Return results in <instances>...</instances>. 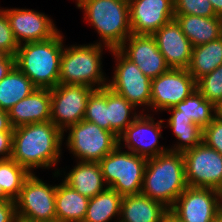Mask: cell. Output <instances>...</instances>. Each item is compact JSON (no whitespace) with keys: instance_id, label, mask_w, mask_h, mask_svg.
Wrapping results in <instances>:
<instances>
[{"instance_id":"6da1fadb","label":"cell","mask_w":222,"mask_h":222,"mask_svg":"<svg viewBox=\"0 0 222 222\" xmlns=\"http://www.w3.org/2000/svg\"><path fill=\"white\" fill-rule=\"evenodd\" d=\"M63 132L51 121L13 129L11 159L31 174L35 168L50 169L60 162Z\"/></svg>"},{"instance_id":"7a4b0ae2","label":"cell","mask_w":222,"mask_h":222,"mask_svg":"<svg viewBox=\"0 0 222 222\" xmlns=\"http://www.w3.org/2000/svg\"><path fill=\"white\" fill-rule=\"evenodd\" d=\"M188 187L181 152L168 151L147 158L141 193L162 203L169 210Z\"/></svg>"},{"instance_id":"3957f363","label":"cell","mask_w":222,"mask_h":222,"mask_svg":"<svg viewBox=\"0 0 222 222\" xmlns=\"http://www.w3.org/2000/svg\"><path fill=\"white\" fill-rule=\"evenodd\" d=\"M63 35L60 31L44 41L20 44L15 55V66L37 88L52 89L58 85Z\"/></svg>"},{"instance_id":"277c9868","label":"cell","mask_w":222,"mask_h":222,"mask_svg":"<svg viewBox=\"0 0 222 222\" xmlns=\"http://www.w3.org/2000/svg\"><path fill=\"white\" fill-rule=\"evenodd\" d=\"M103 45L117 49L132 34L128 0H76Z\"/></svg>"},{"instance_id":"5b68a950","label":"cell","mask_w":222,"mask_h":222,"mask_svg":"<svg viewBox=\"0 0 222 222\" xmlns=\"http://www.w3.org/2000/svg\"><path fill=\"white\" fill-rule=\"evenodd\" d=\"M101 43L64 47L60 61L58 84L85 85L93 89L107 87L108 81L102 72L101 59L104 47H107L106 49L109 51L111 48Z\"/></svg>"},{"instance_id":"8992f818","label":"cell","mask_w":222,"mask_h":222,"mask_svg":"<svg viewBox=\"0 0 222 222\" xmlns=\"http://www.w3.org/2000/svg\"><path fill=\"white\" fill-rule=\"evenodd\" d=\"M121 145V146H120ZM122 143L98 163L106 186L121 196L141 193L147 158L122 151Z\"/></svg>"},{"instance_id":"52a82bcc","label":"cell","mask_w":222,"mask_h":222,"mask_svg":"<svg viewBox=\"0 0 222 222\" xmlns=\"http://www.w3.org/2000/svg\"><path fill=\"white\" fill-rule=\"evenodd\" d=\"M66 146L78 161L99 162L118 145V137L97 124L81 120L68 126Z\"/></svg>"},{"instance_id":"ba28073f","label":"cell","mask_w":222,"mask_h":222,"mask_svg":"<svg viewBox=\"0 0 222 222\" xmlns=\"http://www.w3.org/2000/svg\"><path fill=\"white\" fill-rule=\"evenodd\" d=\"M56 185H48L32 173L15 200L17 219L56 222Z\"/></svg>"},{"instance_id":"9c48e42d","label":"cell","mask_w":222,"mask_h":222,"mask_svg":"<svg viewBox=\"0 0 222 222\" xmlns=\"http://www.w3.org/2000/svg\"><path fill=\"white\" fill-rule=\"evenodd\" d=\"M116 58V67L108 86L112 91L126 98L135 108L147 106L150 109L151 79L140 68L127 59L118 49H111Z\"/></svg>"},{"instance_id":"30bf717a","label":"cell","mask_w":222,"mask_h":222,"mask_svg":"<svg viewBox=\"0 0 222 222\" xmlns=\"http://www.w3.org/2000/svg\"><path fill=\"white\" fill-rule=\"evenodd\" d=\"M188 186L218 190L222 185V155L201 142L182 153Z\"/></svg>"},{"instance_id":"8fae6325","label":"cell","mask_w":222,"mask_h":222,"mask_svg":"<svg viewBox=\"0 0 222 222\" xmlns=\"http://www.w3.org/2000/svg\"><path fill=\"white\" fill-rule=\"evenodd\" d=\"M93 90L76 84H58L51 89L50 121L63 132V139L68 126L83 120L88 97Z\"/></svg>"},{"instance_id":"7c38bea8","label":"cell","mask_w":222,"mask_h":222,"mask_svg":"<svg viewBox=\"0 0 222 222\" xmlns=\"http://www.w3.org/2000/svg\"><path fill=\"white\" fill-rule=\"evenodd\" d=\"M169 213L179 222H213L221 213L218 190L188 186Z\"/></svg>"},{"instance_id":"4fadbf2b","label":"cell","mask_w":222,"mask_h":222,"mask_svg":"<svg viewBox=\"0 0 222 222\" xmlns=\"http://www.w3.org/2000/svg\"><path fill=\"white\" fill-rule=\"evenodd\" d=\"M196 88V80L187 69L170 68L167 72L151 80V110L156 112L174 107L191 95Z\"/></svg>"},{"instance_id":"5bb4252c","label":"cell","mask_w":222,"mask_h":222,"mask_svg":"<svg viewBox=\"0 0 222 222\" xmlns=\"http://www.w3.org/2000/svg\"><path fill=\"white\" fill-rule=\"evenodd\" d=\"M141 114L119 135V143L125 142V147L136 155L153 158L169 151L159 146L158 139L162 137L163 120L155 122L149 114Z\"/></svg>"},{"instance_id":"9a60e30c","label":"cell","mask_w":222,"mask_h":222,"mask_svg":"<svg viewBox=\"0 0 222 222\" xmlns=\"http://www.w3.org/2000/svg\"><path fill=\"white\" fill-rule=\"evenodd\" d=\"M132 34L153 35L174 20V0H128Z\"/></svg>"},{"instance_id":"2e32d148","label":"cell","mask_w":222,"mask_h":222,"mask_svg":"<svg viewBox=\"0 0 222 222\" xmlns=\"http://www.w3.org/2000/svg\"><path fill=\"white\" fill-rule=\"evenodd\" d=\"M117 49L151 80L170 69L152 35L131 34Z\"/></svg>"},{"instance_id":"e0dca14e","label":"cell","mask_w":222,"mask_h":222,"mask_svg":"<svg viewBox=\"0 0 222 222\" xmlns=\"http://www.w3.org/2000/svg\"><path fill=\"white\" fill-rule=\"evenodd\" d=\"M17 43L44 41L55 36L59 30L53 20L44 13L30 9H4Z\"/></svg>"},{"instance_id":"ac0fdd59","label":"cell","mask_w":222,"mask_h":222,"mask_svg":"<svg viewBox=\"0 0 222 222\" xmlns=\"http://www.w3.org/2000/svg\"><path fill=\"white\" fill-rule=\"evenodd\" d=\"M152 36L170 68H188L193 46L175 19L162 26Z\"/></svg>"},{"instance_id":"d6986e66","label":"cell","mask_w":222,"mask_h":222,"mask_svg":"<svg viewBox=\"0 0 222 222\" xmlns=\"http://www.w3.org/2000/svg\"><path fill=\"white\" fill-rule=\"evenodd\" d=\"M51 89L36 88L8 110L13 128L50 121Z\"/></svg>"},{"instance_id":"ffe728a7","label":"cell","mask_w":222,"mask_h":222,"mask_svg":"<svg viewBox=\"0 0 222 222\" xmlns=\"http://www.w3.org/2000/svg\"><path fill=\"white\" fill-rule=\"evenodd\" d=\"M168 214L162 203L139 193L122 196L118 222H164Z\"/></svg>"},{"instance_id":"44dd1931","label":"cell","mask_w":222,"mask_h":222,"mask_svg":"<svg viewBox=\"0 0 222 222\" xmlns=\"http://www.w3.org/2000/svg\"><path fill=\"white\" fill-rule=\"evenodd\" d=\"M63 181L89 199L108 188L98 162L78 161Z\"/></svg>"},{"instance_id":"7402d4cb","label":"cell","mask_w":222,"mask_h":222,"mask_svg":"<svg viewBox=\"0 0 222 222\" xmlns=\"http://www.w3.org/2000/svg\"><path fill=\"white\" fill-rule=\"evenodd\" d=\"M174 19L193 47L209 43L222 36L221 16L175 15Z\"/></svg>"},{"instance_id":"603a6c76","label":"cell","mask_w":222,"mask_h":222,"mask_svg":"<svg viewBox=\"0 0 222 222\" xmlns=\"http://www.w3.org/2000/svg\"><path fill=\"white\" fill-rule=\"evenodd\" d=\"M89 198L78 193L64 181L56 185V222H83Z\"/></svg>"},{"instance_id":"cb8c5ba5","label":"cell","mask_w":222,"mask_h":222,"mask_svg":"<svg viewBox=\"0 0 222 222\" xmlns=\"http://www.w3.org/2000/svg\"><path fill=\"white\" fill-rule=\"evenodd\" d=\"M222 65V36L192 48L188 72L197 81Z\"/></svg>"},{"instance_id":"d4e9b609","label":"cell","mask_w":222,"mask_h":222,"mask_svg":"<svg viewBox=\"0 0 222 222\" xmlns=\"http://www.w3.org/2000/svg\"><path fill=\"white\" fill-rule=\"evenodd\" d=\"M37 87L16 66L0 81V109L8 111Z\"/></svg>"},{"instance_id":"484cf974","label":"cell","mask_w":222,"mask_h":222,"mask_svg":"<svg viewBox=\"0 0 222 222\" xmlns=\"http://www.w3.org/2000/svg\"><path fill=\"white\" fill-rule=\"evenodd\" d=\"M167 110L172 113L168 126L179 141L173 148L172 146L169 148L170 151L183 153L203 141V129L193 123L191 118L180 115V111L174 107H169Z\"/></svg>"},{"instance_id":"4316f807","label":"cell","mask_w":222,"mask_h":222,"mask_svg":"<svg viewBox=\"0 0 222 222\" xmlns=\"http://www.w3.org/2000/svg\"><path fill=\"white\" fill-rule=\"evenodd\" d=\"M135 109L126 98L107 87V122H109V131L118 138L138 117L139 114L137 112L133 113V110L136 111Z\"/></svg>"},{"instance_id":"83f0119b","label":"cell","mask_w":222,"mask_h":222,"mask_svg":"<svg viewBox=\"0 0 222 222\" xmlns=\"http://www.w3.org/2000/svg\"><path fill=\"white\" fill-rule=\"evenodd\" d=\"M121 200L122 196L110 188L98 193L89 199L83 222H110L116 215L119 218Z\"/></svg>"},{"instance_id":"f1b7e54d","label":"cell","mask_w":222,"mask_h":222,"mask_svg":"<svg viewBox=\"0 0 222 222\" xmlns=\"http://www.w3.org/2000/svg\"><path fill=\"white\" fill-rule=\"evenodd\" d=\"M31 173L12 159L0 160V201L16 200Z\"/></svg>"},{"instance_id":"f546056e","label":"cell","mask_w":222,"mask_h":222,"mask_svg":"<svg viewBox=\"0 0 222 222\" xmlns=\"http://www.w3.org/2000/svg\"><path fill=\"white\" fill-rule=\"evenodd\" d=\"M174 108L180 111V115L191 118L193 123L202 129L208 126L218 114V108L205 100L198 90H195L184 101L176 104Z\"/></svg>"},{"instance_id":"4dcf8cb0","label":"cell","mask_w":222,"mask_h":222,"mask_svg":"<svg viewBox=\"0 0 222 222\" xmlns=\"http://www.w3.org/2000/svg\"><path fill=\"white\" fill-rule=\"evenodd\" d=\"M83 120L95 123L109 131V122H107V87L94 89L91 92Z\"/></svg>"},{"instance_id":"1f68e13d","label":"cell","mask_w":222,"mask_h":222,"mask_svg":"<svg viewBox=\"0 0 222 222\" xmlns=\"http://www.w3.org/2000/svg\"><path fill=\"white\" fill-rule=\"evenodd\" d=\"M196 88L217 108L222 105V65L196 81Z\"/></svg>"},{"instance_id":"d6a6232c","label":"cell","mask_w":222,"mask_h":222,"mask_svg":"<svg viewBox=\"0 0 222 222\" xmlns=\"http://www.w3.org/2000/svg\"><path fill=\"white\" fill-rule=\"evenodd\" d=\"M175 15L217 16L209 0H174Z\"/></svg>"},{"instance_id":"836d02e7","label":"cell","mask_w":222,"mask_h":222,"mask_svg":"<svg viewBox=\"0 0 222 222\" xmlns=\"http://www.w3.org/2000/svg\"><path fill=\"white\" fill-rule=\"evenodd\" d=\"M18 47L19 44L14 38L7 14L2 8L0 9V50L15 57Z\"/></svg>"},{"instance_id":"e575fe53","label":"cell","mask_w":222,"mask_h":222,"mask_svg":"<svg viewBox=\"0 0 222 222\" xmlns=\"http://www.w3.org/2000/svg\"><path fill=\"white\" fill-rule=\"evenodd\" d=\"M203 142L222 155V118L218 114L214 120L203 129Z\"/></svg>"},{"instance_id":"d590c367","label":"cell","mask_w":222,"mask_h":222,"mask_svg":"<svg viewBox=\"0 0 222 222\" xmlns=\"http://www.w3.org/2000/svg\"><path fill=\"white\" fill-rule=\"evenodd\" d=\"M0 222H17L16 204L14 200L0 201Z\"/></svg>"},{"instance_id":"8d00e7d4","label":"cell","mask_w":222,"mask_h":222,"mask_svg":"<svg viewBox=\"0 0 222 222\" xmlns=\"http://www.w3.org/2000/svg\"><path fill=\"white\" fill-rule=\"evenodd\" d=\"M13 132H0V160L11 159Z\"/></svg>"},{"instance_id":"74e56055","label":"cell","mask_w":222,"mask_h":222,"mask_svg":"<svg viewBox=\"0 0 222 222\" xmlns=\"http://www.w3.org/2000/svg\"><path fill=\"white\" fill-rule=\"evenodd\" d=\"M15 66V57L7 55L0 62V81L11 71V69Z\"/></svg>"},{"instance_id":"f35d334b","label":"cell","mask_w":222,"mask_h":222,"mask_svg":"<svg viewBox=\"0 0 222 222\" xmlns=\"http://www.w3.org/2000/svg\"><path fill=\"white\" fill-rule=\"evenodd\" d=\"M8 111L0 109V132H13Z\"/></svg>"},{"instance_id":"ab89813d","label":"cell","mask_w":222,"mask_h":222,"mask_svg":"<svg viewBox=\"0 0 222 222\" xmlns=\"http://www.w3.org/2000/svg\"><path fill=\"white\" fill-rule=\"evenodd\" d=\"M211 6L217 16L222 17V0H209Z\"/></svg>"},{"instance_id":"60d3db41","label":"cell","mask_w":222,"mask_h":222,"mask_svg":"<svg viewBox=\"0 0 222 222\" xmlns=\"http://www.w3.org/2000/svg\"><path fill=\"white\" fill-rule=\"evenodd\" d=\"M164 222H179L178 220H176L170 213L167 215V217L165 218Z\"/></svg>"},{"instance_id":"b9f144b4","label":"cell","mask_w":222,"mask_h":222,"mask_svg":"<svg viewBox=\"0 0 222 222\" xmlns=\"http://www.w3.org/2000/svg\"><path fill=\"white\" fill-rule=\"evenodd\" d=\"M218 195H219V206H220V209L222 211V185L221 187L218 189Z\"/></svg>"},{"instance_id":"7bdbcfd3","label":"cell","mask_w":222,"mask_h":222,"mask_svg":"<svg viewBox=\"0 0 222 222\" xmlns=\"http://www.w3.org/2000/svg\"><path fill=\"white\" fill-rule=\"evenodd\" d=\"M213 222H222V211H221V213L213 220Z\"/></svg>"},{"instance_id":"ee69618b","label":"cell","mask_w":222,"mask_h":222,"mask_svg":"<svg viewBox=\"0 0 222 222\" xmlns=\"http://www.w3.org/2000/svg\"><path fill=\"white\" fill-rule=\"evenodd\" d=\"M8 54L4 51L0 50V62L7 56Z\"/></svg>"},{"instance_id":"f6af8a7d","label":"cell","mask_w":222,"mask_h":222,"mask_svg":"<svg viewBox=\"0 0 222 222\" xmlns=\"http://www.w3.org/2000/svg\"><path fill=\"white\" fill-rule=\"evenodd\" d=\"M17 222H39V221H31L26 219H17Z\"/></svg>"},{"instance_id":"bcb514c9","label":"cell","mask_w":222,"mask_h":222,"mask_svg":"<svg viewBox=\"0 0 222 222\" xmlns=\"http://www.w3.org/2000/svg\"><path fill=\"white\" fill-rule=\"evenodd\" d=\"M218 115L222 118V105L218 108Z\"/></svg>"}]
</instances>
